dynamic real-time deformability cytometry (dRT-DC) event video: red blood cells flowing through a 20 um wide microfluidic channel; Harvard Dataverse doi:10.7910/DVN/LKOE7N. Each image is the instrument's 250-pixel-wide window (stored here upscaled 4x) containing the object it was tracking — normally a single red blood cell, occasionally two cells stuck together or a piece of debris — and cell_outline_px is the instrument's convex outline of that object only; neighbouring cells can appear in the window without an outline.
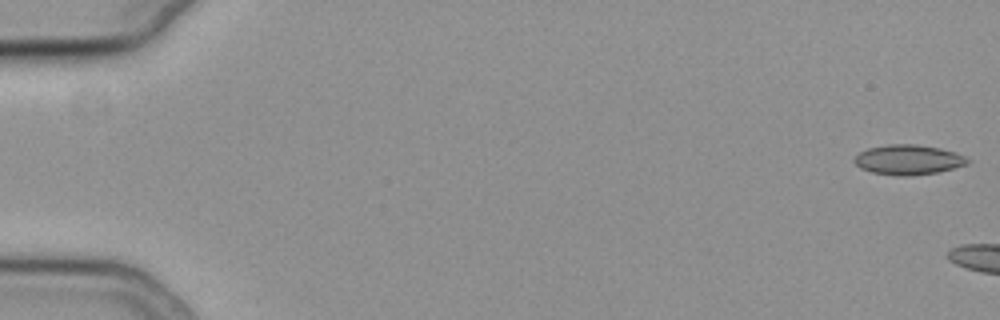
{"species": "common noctule bat (a hibernating species)", "species_latin": "Nyctalus noctula", "temperature_condition": "cold", "stored_images_in_passage": 6, "camera_frame_rate_fps": 3000, "um_per_image_px": 0.085, "animal": {"sex": "female", "body_mass_g": 19.3, "forearm_length_mm": 54.1}, "frame": {"image": 1, "passage_image": 1, "time_ms": 0.0, "image_size_px": [1000, 320], "cell_outline_px": [[972, 160], [968, 164], [940, 172], [908, 176], [896, 176], [872, 172], [860, 168], [852, 160], [860, 152], [868, 148], [888, 144], [916, 144], [940, 148], [956, 152]], "centroid_in_image_um": [77.23, 13.58], "position_along_channel_um": 7.8, "area_um2": 19.94}}